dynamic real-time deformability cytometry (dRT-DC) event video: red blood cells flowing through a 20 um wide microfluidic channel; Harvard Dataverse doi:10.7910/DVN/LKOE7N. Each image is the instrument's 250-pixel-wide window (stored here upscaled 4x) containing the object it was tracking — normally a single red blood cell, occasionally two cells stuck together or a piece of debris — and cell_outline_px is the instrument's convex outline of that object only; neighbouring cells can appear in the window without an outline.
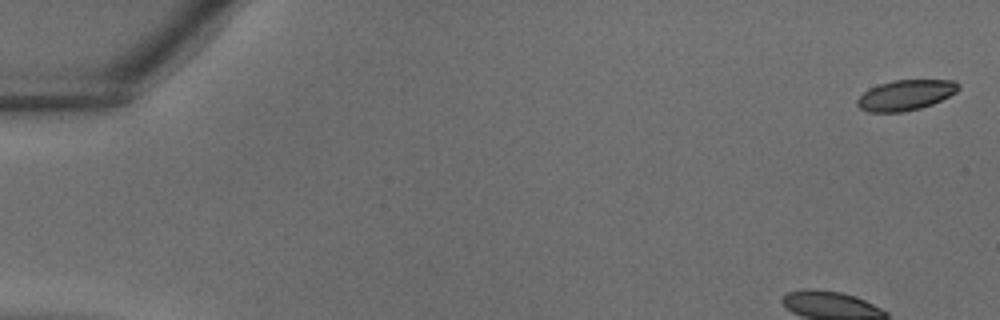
{"species": "common noctule bat (a hibernating species)", "species_latin": "Nyctalus noctula", "temperature_condition": "warm", "stored_images_in_passage": 37, "camera_frame_rate_fps": 3000, "um_per_image_px": 0.085, "animal": {"sex": "male", "body_mass_g": 18.8}, "frame": {"image": 1, "passage_image": 1, "time_ms": 0.0, "image_size_px": [1000, 320], "cell_outline_px": [[960, 88], [956, 92], [932, 104], [920, 108], [904, 112], [868, 112], [860, 108], [856, 104], [856, 100], [868, 88], [892, 80], [956, 80], [960, 84]], "centroid_in_image_um": [76.97, 8.08], "position_along_channel_um": 8.0, "area_um2": 17.98}}
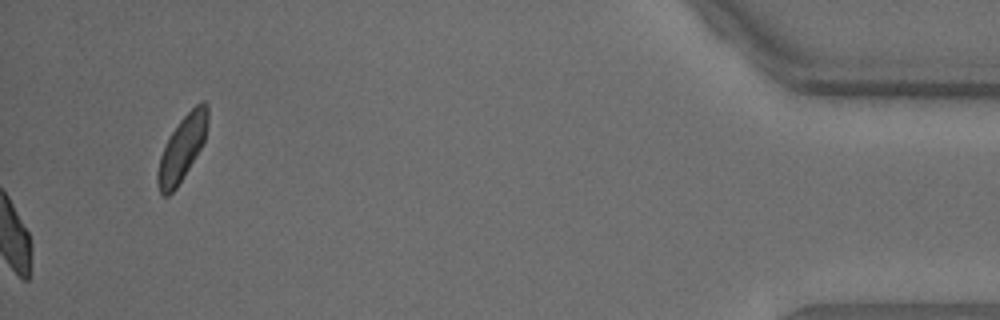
{"frame": {"image": 2, "passage_image": 37, "time_ms": 12.0, "image_size_px": [1000, 320], "cell_outline_px": [[208, 120], [204, 140], [200, 148], [184, 176], [176, 188], [168, 196], [164, 196], [160, 192], [156, 184], [156, 176], [160, 156], [172, 132], [180, 120], [196, 104], [204, 100], [208, 104]], "centroid_in_image_um": [15.47, 12.61], "position_along_channel_um": 419.7, "area_um2": 18.61}}